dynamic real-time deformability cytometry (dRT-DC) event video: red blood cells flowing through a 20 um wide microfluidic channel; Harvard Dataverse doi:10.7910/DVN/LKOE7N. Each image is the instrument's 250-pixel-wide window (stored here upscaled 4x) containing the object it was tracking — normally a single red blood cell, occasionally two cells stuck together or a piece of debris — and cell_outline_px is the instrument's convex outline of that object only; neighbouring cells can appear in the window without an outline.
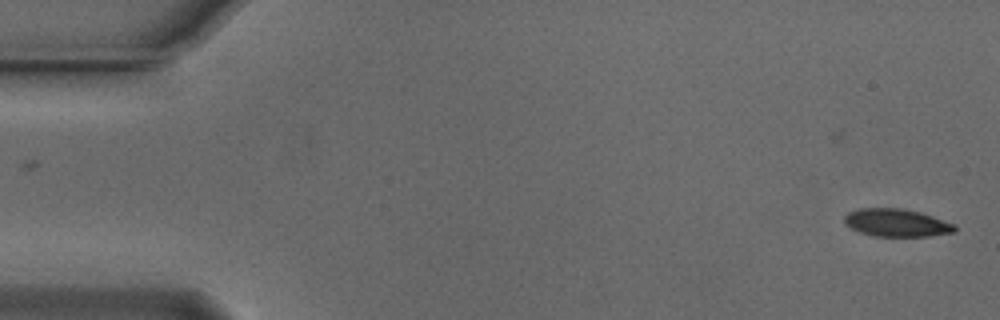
{"species": "Egyptian fruit bat (a non-hibernating species)", "species_latin": "Rousettus aegyptiacus", "temperature_condition": "cold", "stored_images_in_passage": 14, "camera_frame_rate_fps": 3000, "um_per_image_px": 0.085, "animal": {"sex": "male"}, "frame": {"image": 1, "passage_image": 1, "time_ms": 0.0, "image_size_px": [1000, 320], "cell_outline_px": [[956, 232], [928, 236], [872, 236], [860, 232], [844, 224], [844, 216], [848, 212], [860, 208], [904, 208], [920, 212], [956, 224]], "centroid_in_image_um": [76.21, 18.93], "position_along_channel_um": 8.8, "area_um2": 17.98}}
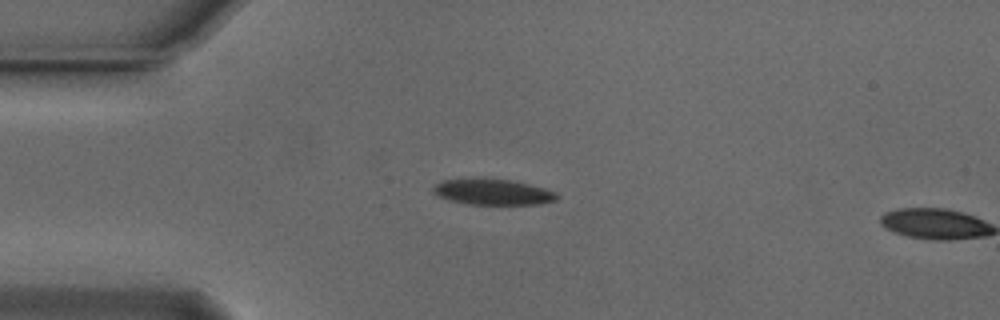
{"frame": {"image": 2, "passage_image": 13, "time_ms": 4.0, "image_size_px": [1000, 320], "cell_outline_px": [[560, 196], [556, 200], [540, 204], [468, 204], [448, 200], [432, 192], [432, 188], [440, 180], [472, 176], [484, 176], [508, 180], [528, 184], [544, 188], [556, 192]], "centroid_in_image_um": [41.82, 16.27], "position_along_channel_um": 43.2, "area_um2": 19.25}}